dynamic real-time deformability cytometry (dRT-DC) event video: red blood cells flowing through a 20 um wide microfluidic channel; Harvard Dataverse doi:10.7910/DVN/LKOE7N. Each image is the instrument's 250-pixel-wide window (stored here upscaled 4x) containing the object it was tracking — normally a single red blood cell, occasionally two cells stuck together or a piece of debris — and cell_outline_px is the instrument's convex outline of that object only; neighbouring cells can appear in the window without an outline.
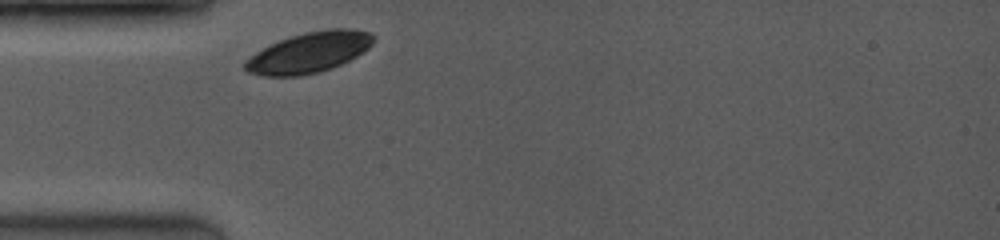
{"species": "common noctule bat (a hibernating species)", "species_latin": "Nyctalus noctula", "temperature_condition": "room temperature", "stored_images_in_passage": 1, "camera_frame_rate_fps": 3500, "um_per_image_px": 0.085, "animal": {"sex": "female", "body_mass_g": 19.0, "forearm_length_mm": 53.3}, "frame": {"image": 1, "passage_image": 1, "time_ms": 0.0, "image_size_px": [1000, 240], "cell_outline_px": [[376, 36], [372, 44], [368, 48], [356, 56], [332, 68], [320, 72], [300, 76], [264, 76], [248, 72], [244, 68], [244, 60], [256, 52], [280, 40], [304, 32], [328, 28], [352, 28], [368, 32]], "centroid_in_image_um": [26.28, 4.45], "position_along_channel_um": 58.7, "area_um2": 30.29}}